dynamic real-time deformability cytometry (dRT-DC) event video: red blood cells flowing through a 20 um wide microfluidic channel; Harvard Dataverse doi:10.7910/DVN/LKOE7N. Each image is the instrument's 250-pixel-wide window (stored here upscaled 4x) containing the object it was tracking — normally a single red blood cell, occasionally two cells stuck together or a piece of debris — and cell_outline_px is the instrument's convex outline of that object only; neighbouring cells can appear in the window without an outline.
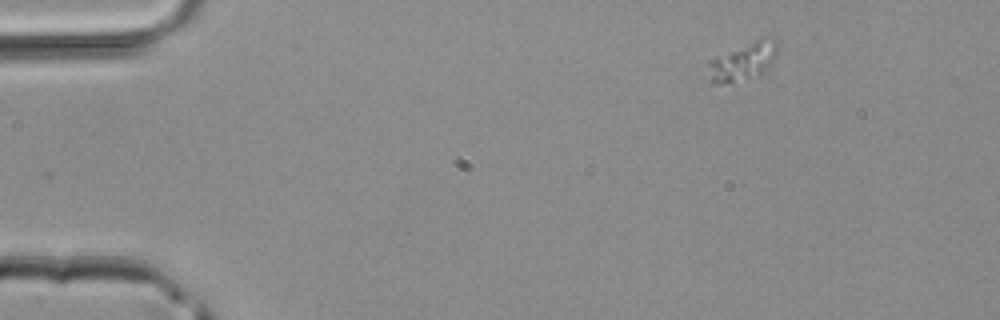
{"species": "common noctule bat (a hibernating species)", "species_latin": "Nyctalus noctula", "temperature_condition": "room temperature", "stored_images_in_passage": 4, "camera_frame_rate_fps": 3000, "um_per_image_px": 0.085, "animal": {"sex": "male", "body_mass_g": 20.4}, "frame": {"image": 1, "passage_image": 4, "time_ms": 1.0, "image_size_px": [1000, 320], "cell_outline_px": [[776, 52], [772, 60], [764, 72], [748, 80], [720, 84], [712, 84], [708, 80], [708, 60], [716, 56], [756, 40], [776, 40]], "centroid_in_image_um": [63.05, 5.31], "position_along_channel_um": 22.0, "area_um2": 15.03}}